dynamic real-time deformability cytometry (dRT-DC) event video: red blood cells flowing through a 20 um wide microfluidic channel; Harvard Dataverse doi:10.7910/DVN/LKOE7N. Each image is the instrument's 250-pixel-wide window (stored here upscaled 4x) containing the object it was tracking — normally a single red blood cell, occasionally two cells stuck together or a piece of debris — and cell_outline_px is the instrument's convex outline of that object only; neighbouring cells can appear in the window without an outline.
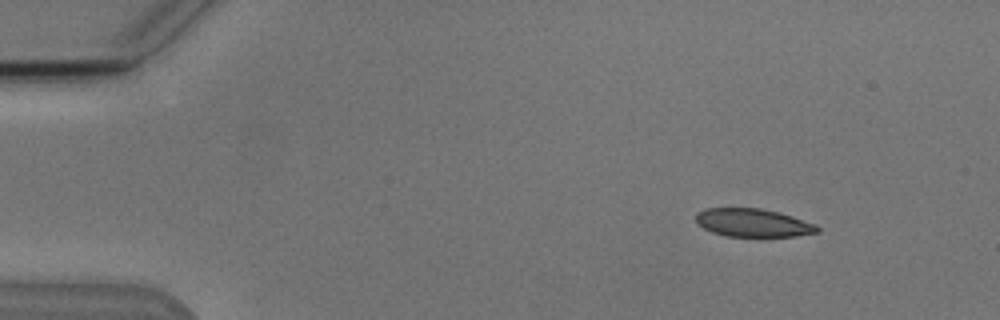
{"species": "Egyptian fruit bat (a non-hibernating species)", "species_latin": "Rousettus aegyptiacus", "temperature_condition": "cold", "stored_images_in_passage": 5, "segment_of_instrument_passage": [1, 2], "camera_frame_rate_fps": 3000, "um_per_image_px": 0.085, "animal": {"sex": "male"}, "frame": {"image": 1, "passage_image": 2, "time_ms": 1.333, "image_size_px": [1000, 320], "cell_outline_px": [[820, 232], [796, 236], [728, 236], [712, 232], [696, 224], [696, 212], [704, 208], [760, 208], [792, 216], [816, 224], [820, 228]], "centroid_in_image_um": [63.99, 18.93], "position_along_channel_um": 21.0, "area_um2": 19.94}}
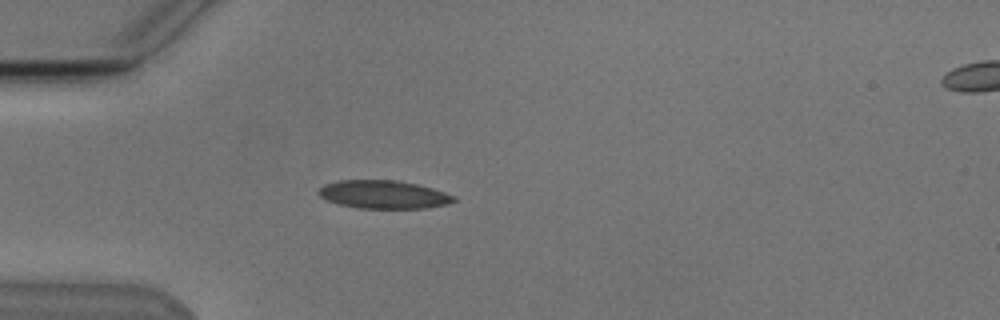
{"frame": {"image": 2, "passage_image": 4, "time_ms": 4.333, "image_size_px": [1000, 320], "cell_outline_px": [[456, 200], [448, 204], [428, 208], [356, 208], [340, 204], [328, 200], [320, 196], [316, 192], [324, 184], [340, 180], [396, 180], [416, 184], [432, 188], [456, 196]], "centroid_in_image_um": [32.61, 16.53], "position_along_channel_um": 52.4, "area_um2": 22.2}}